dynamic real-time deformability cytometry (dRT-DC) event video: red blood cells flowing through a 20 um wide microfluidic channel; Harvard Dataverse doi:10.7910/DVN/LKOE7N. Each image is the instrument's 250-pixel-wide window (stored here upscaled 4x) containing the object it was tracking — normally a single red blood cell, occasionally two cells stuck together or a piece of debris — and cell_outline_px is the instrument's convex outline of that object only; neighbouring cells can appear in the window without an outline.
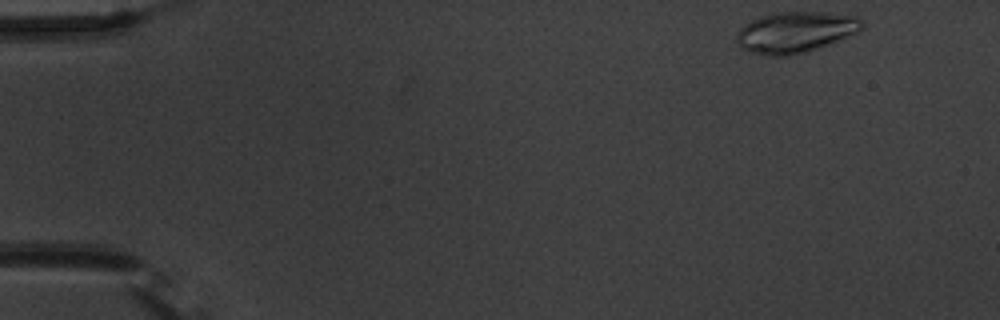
{"species": "common noctule bat (a hibernating species)", "species_latin": "Nyctalus noctula", "temperature_condition": "warm", "stored_images_in_passage": 51, "camera_frame_rate_fps": 3000, "um_per_image_px": 0.085, "animal": {"sex": "male", "body_mass_g": 20.1, "forearm_length_mm": 53.5}, "frame": {"image": 1, "passage_image": 1, "time_ms": 0.0, "image_size_px": [1000, 320], "cell_outline_px": [[864, 24], [860, 32], [840, 40], [804, 52], [788, 56], [768, 56], [748, 52], [740, 48], [736, 40], [736, 32], [744, 24], [752, 20], [764, 16], [780, 12], [824, 12], [860, 16], [864, 20]], "centroid_in_image_um": [67.64, 2.74], "position_along_channel_um": 17.4, "area_um2": 30.23}}
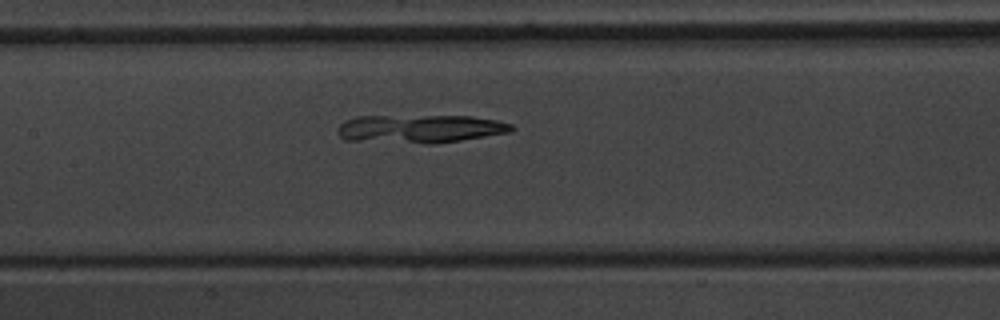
{"frame": {"image": 2, "passage_image": 23, "time_ms": 7.333, "image_size_px": [1000, 320], "cell_outline_px": [[516, 128], [512, 132], [460, 140], [432, 144], [428, 144], [344, 140], [336, 132], [336, 128], [344, 120], [356, 116], [472, 116], [496, 120], [512, 124]], "centroid_in_image_um": [35.68, 10.95], "position_along_channel_um": 171.7, "area_um2": 28.96}}
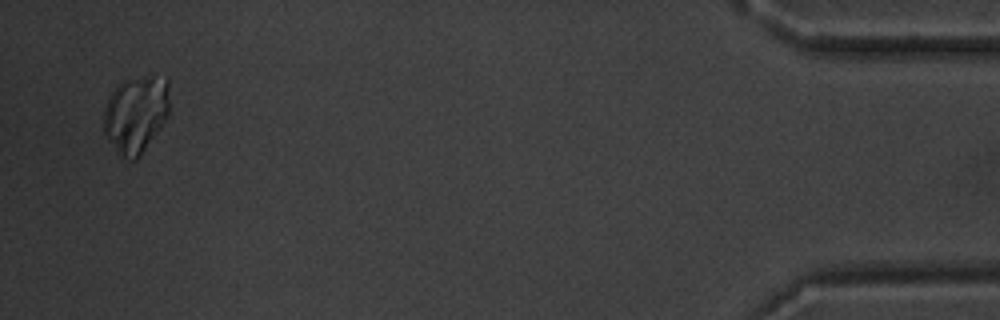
{"frame": {"image": 3, "passage_image": 50, "time_ms": 16.333, "image_size_px": [1000, 320], "cell_outline_px": [[168, 116], [160, 128], [140, 156], [136, 160], [132, 160], [120, 156], [116, 152], [108, 140], [104, 132], [104, 108], [112, 92], [124, 80], [152, 72], [168, 76]], "centroid_in_image_um": [11.58, 9.65], "position_along_channel_um": 423.6, "area_um2": 30.11}}